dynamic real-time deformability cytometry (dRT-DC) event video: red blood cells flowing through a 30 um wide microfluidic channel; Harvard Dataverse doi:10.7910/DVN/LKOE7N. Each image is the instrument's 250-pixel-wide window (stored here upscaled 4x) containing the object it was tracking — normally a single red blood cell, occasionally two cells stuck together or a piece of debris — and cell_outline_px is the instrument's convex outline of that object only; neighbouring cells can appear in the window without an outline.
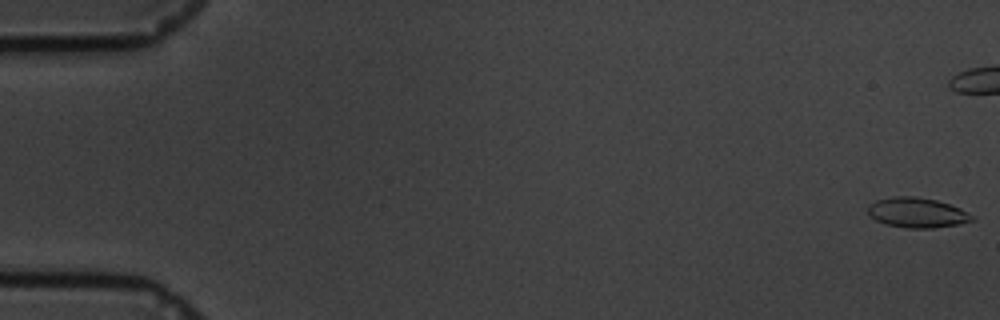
{"species": "common noctule bat (a hibernating species)", "species_latin": "Nyctalus noctula", "temperature_condition": "cold", "stored_images_in_passage": 48, "camera_frame_rate_fps": 3000, "um_per_image_px": 0.085, "animal": {"sex": "male", "body_mass_g": 19.5, "forearm_length_mm": 54.6}, "frame": {"image": 1, "passage_image": 1, "time_ms": 0.0, "image_size_px": [1000, 320], "cell_outline_px": [[976, 220], [960, 224], [932, 228], [908, 228], [884, 224], [868, 216], [868, 204], [876, 200], [892, 196], [916, 196], [936, 200], [960, 208], [972, 216]], "centroid_in_image_um": [77.91, 18.07], "position_along_channel_um": 7.1, "area_um2": 18.32}}
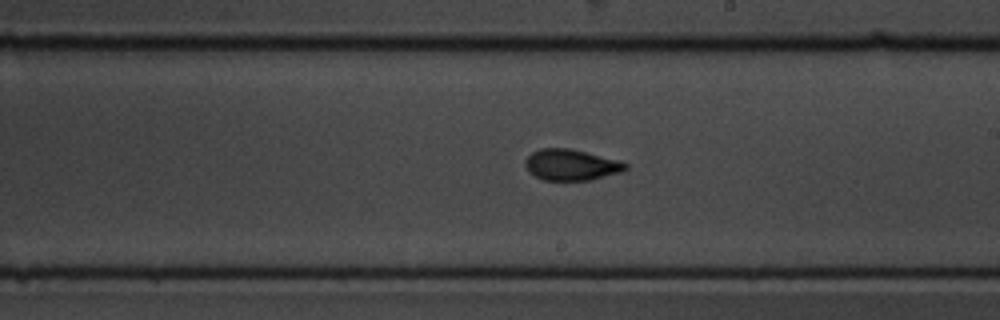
{"frame": {"image": 2, "passage_image": 35, "time_ms": 11.333, "image_size_px": [1000, 320], "cell_outline_px": [[628, 168], [624, 172], [592, 180], [544, 180], [528, 172], [524, 164], [524, 160], [532, 152], [540, 148], [568, 148], [620, 160], [628, 164]], "centroid_in_image_um": [48.57, 14.02], "position_along_channel_um": 240.4, "area_um2": 18.38}}
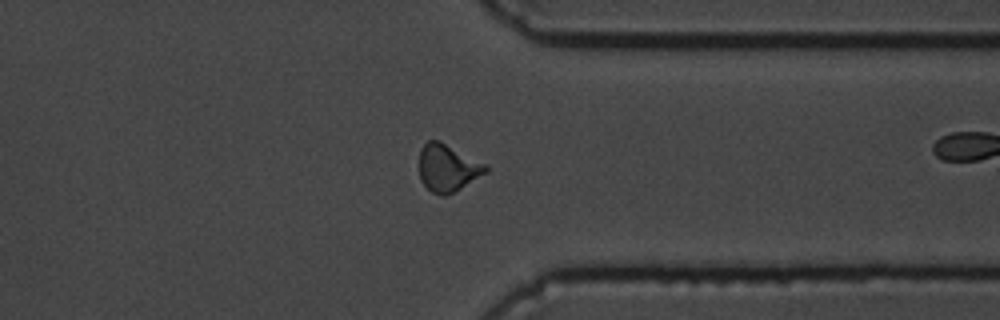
{"frame": {"image": 3, "passage_image": 47, "time_ms": 15.333, "image_size_px": [1000, 320], "cell_outline_px": [[488, 172], [448, 196], [440, 196], [432, 192], [420, 180], [420, 148], [428, 140], [440, 140], [488, 164]], "centroid_in_image_um": [38.08, 14.27], "position_along_channel_um": 373.3, "area_um2": 18.67}}